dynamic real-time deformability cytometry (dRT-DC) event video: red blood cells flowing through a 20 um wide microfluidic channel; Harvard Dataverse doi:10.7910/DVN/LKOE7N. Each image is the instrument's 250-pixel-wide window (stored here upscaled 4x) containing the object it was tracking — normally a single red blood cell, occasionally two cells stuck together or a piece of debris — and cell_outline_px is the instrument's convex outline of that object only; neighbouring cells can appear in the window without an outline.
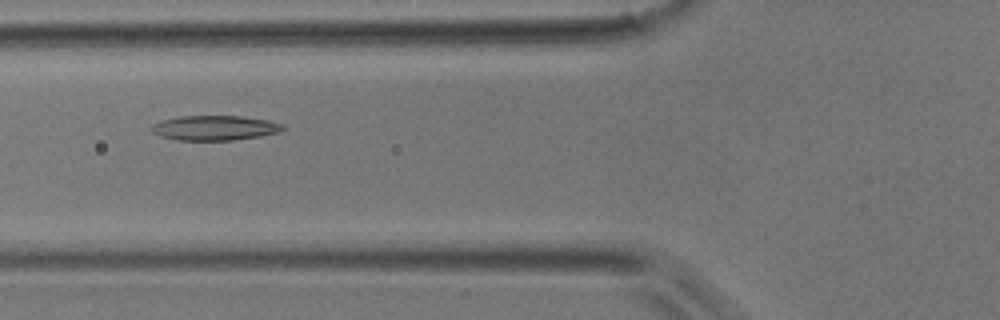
{"species": "common noctule bat (a hibernating species)", "species_latin": "Nyctalus noctula", "temperature_condition": "room temperature", "stored_images_in_passage": 4, "camera_frame_rate_fps": 3000, "um_per_image_px": 0.085, "animal": {"sex": "male", "body_mass_g": 17.9}, "frame": {"image": 1, "passage_image": 4, "time_ms": 1.0, "image_size_px": [1000, 320], "cell_outline_px": [[284, 128], [280, 132], [260, 136], [232, 140], [176, 140], [160, 136], [152, 132], [148, 128], [152, 124], [164, 120], [180, 116], [240, 116], [268, 120], [280, 124]], "centroid_in_image_um": [18.2, 10.87], "position_along_channel_um": 107.6, "area_um2": 18.9}}